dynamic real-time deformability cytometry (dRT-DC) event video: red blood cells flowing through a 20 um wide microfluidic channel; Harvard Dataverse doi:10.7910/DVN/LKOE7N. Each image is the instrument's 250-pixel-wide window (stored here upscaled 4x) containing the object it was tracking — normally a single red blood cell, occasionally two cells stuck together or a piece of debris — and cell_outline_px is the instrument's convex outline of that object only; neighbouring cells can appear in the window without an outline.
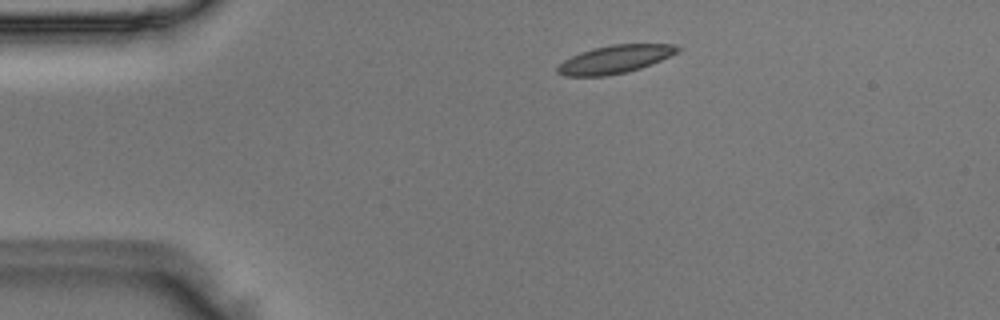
{"species": "Egyptian fruit bat (a non-hibernating species)", "species_latin": "Rousettus aegyptiacus", "temperature_condition": "room temperature", "stored_images_in_passage": 41, "camera_frame_rate_fps": 3000, "um_per_image_px": 0.085, "animal": {"sex": "male"}, "frame": {"image": 1, "passage_image": 1, "time_ms": 0.0, "image_size_px": [1000, 320], "cell_outline_px": [[680, 52], [652, 64], [628, 72], [608, 76], [564, 76], [556, 72], [556, 68], [564, 60], [580, 52], [592, 48], [612, 44], [676, 44], [680, 48]], "centroid_in_image_um": [52.29, 5.04], "position_along_channel_um": 32.7, "area_um2": 19.83}}
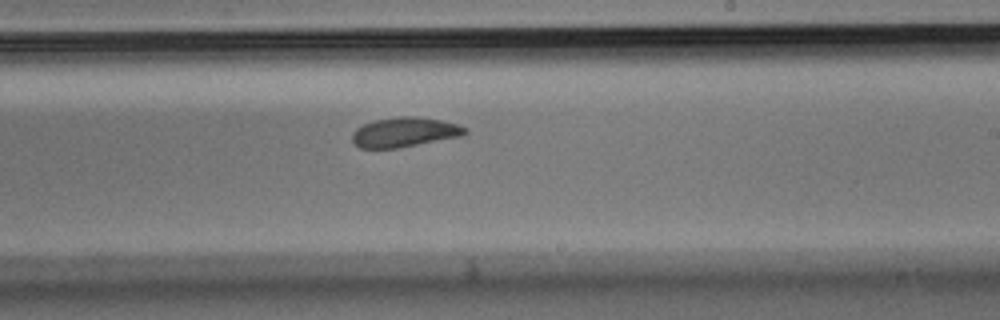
{"frame": {"image": 2, "passage_image": 21, "time_ms": 6.667, "image_size_px": [1000, 320], "cell_outline_px": [[468, 132], [460, 136], [396, 148], [360, 148], [352, 140], [352, 132], [356, 128], [364, 124], [376, 120], [400, 116], [412, 116], [440, 120], [460, 124], [468, 128]], "centroid_in_image_um": [34.39, 11.23], "position_along_channel_um": 254.6, "area_um2": 19.31}}
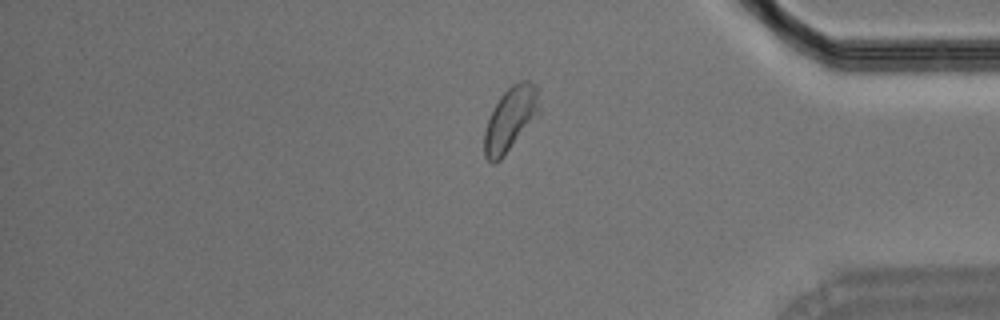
{"frame": {"image": 3, "passage_image": 33, "time_ms": 10.667, "image_size_px": [1000, 320], "cell_outline_px": [[540, 112], [504, 156], [496, 164], [492, 164], [484, 156], [484, 132], [488, 120], [500, 96], [512, 84], [520, 80], [528, 80], [536, 84], [540, 108]], "centroid_in_image_um": [43.39, 10.12], "position_along_channel_um": 391.8, "area_um2": 20.4}}